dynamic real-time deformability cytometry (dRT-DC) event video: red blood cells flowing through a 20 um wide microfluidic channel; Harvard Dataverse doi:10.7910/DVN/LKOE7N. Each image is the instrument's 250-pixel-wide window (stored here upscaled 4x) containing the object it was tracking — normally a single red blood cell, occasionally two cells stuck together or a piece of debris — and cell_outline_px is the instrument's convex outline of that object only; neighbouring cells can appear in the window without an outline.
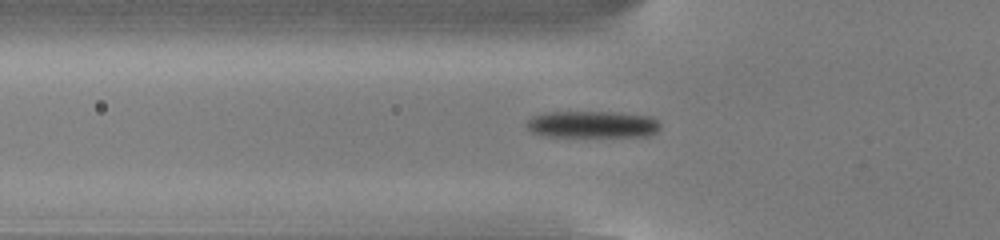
{"species": "common noctule bat (a hibernating species)", "species_latin": "Nyctalus noctula", "temperature_condition": "cold", "stored_images_in_passage": 54, "camera_frame_rate_fps": 3000, "um_per_image_px": 0.085, "animal": {"sex": "male", "body_mass_g": 13.0, "forearm_length_mm": 53.1}, "frame": {"image": 1, "passage_image": 19, "time_ms": 6.0, "image_size_px": [1000, 240], "cell_outline_px": [[660, 128], [656, 132], [648, 136], [544, 136], [532, 132], [528, 128], [528, 120], [532, 116], [544, 112], [620, 112], [652, 116], [660, 124]], "centroid_in_image_um": [50.38, 10.56], "position_along_channel_um": 75.4, "area_um2": 20.98}}
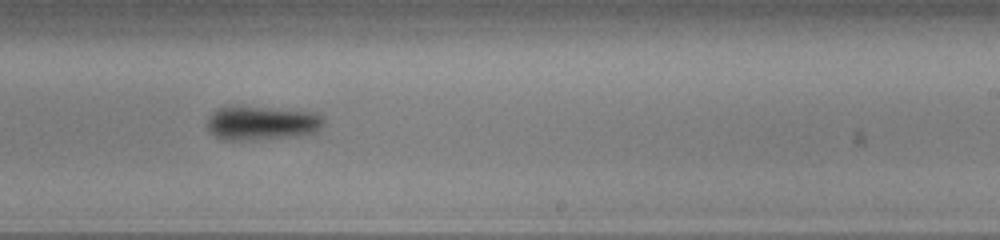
{"frame": {"image": 2, "passage_image": 34, "time_ms": 11.0, "image_size_px": [1000, 240], "cell_outline_px": [[324, 124], [316, 132], [296, 136], [252, 140], [220, 140], [208, 128], [208, 116], [212, 112], [228, 104], [316, 112], [324, 116]], "centroid_in_image_um": [22.25, 10.44], "position_along_channel_um": 266.8, "area_um2": 23.58}}
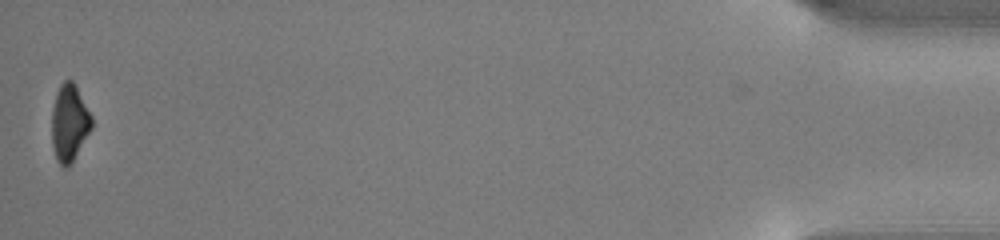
{"frame": {"image": 3, "passage_image": 54, "time_ms": 17.667, "image_size_px": [1000, 240], "cell_outline_px": [[92, 128], [68, 168], [64, 168], [56, 160], [52, 144], [52, 108], [56, 92], [60, 84], [64, 80], [72, 80], [92, 116]], "centroid_in_image_um": [5.88, 10.45], "position_along_channel_um": 429.3, "area_um2": 17.8}, "authors_computed_cell_mechanics": {"area_um2": 20.6635, "velocity_mm_per_s": 3.8337, "shape_relaxation_time_tau1_ms": 2.5353, "shape_relaxation_time_tau2_ms": null, "deformation_change_tau1": 0.1614, "deformation_change_tau2": null}}